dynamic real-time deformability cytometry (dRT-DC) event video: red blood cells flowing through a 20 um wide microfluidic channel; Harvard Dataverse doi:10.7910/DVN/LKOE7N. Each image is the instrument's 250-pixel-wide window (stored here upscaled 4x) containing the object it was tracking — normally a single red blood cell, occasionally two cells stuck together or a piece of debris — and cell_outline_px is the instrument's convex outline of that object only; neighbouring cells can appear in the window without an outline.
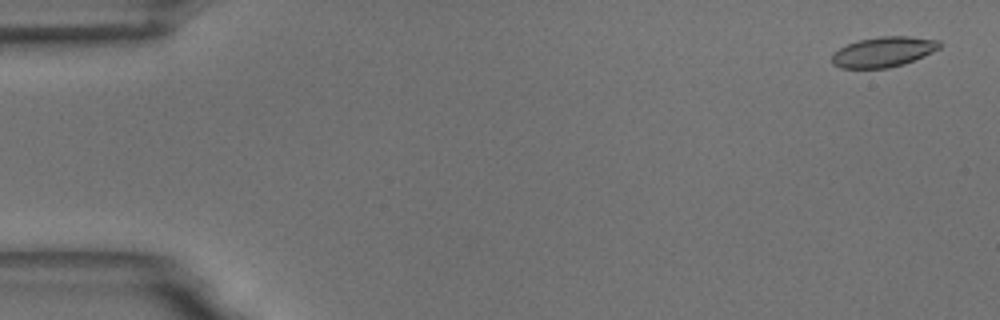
{"species": "common noctule bat (a hibernating species)", "species_latin": "Nyctalus noctula", "temperature_condition": "room temperature", "stored_images_in_passage": 55, "camera_frame_rate_fps": 3000, "um_per_image_px": 0.085, "animal": {"sex": "male", "body_mass_g": 18.8}, "frame": {"image": 1, "passage_image": 2, "time_ms": 0.333, "image_size_px": [1000, 320], "cell_outline_px": [[940, 48], [924, 56], [904, 64], [888, 68], [840, 68], [832, 64], [832, 52], [856, 40], [880, 36], [908, 36], [940, 40]], "centroid_in_image_um": [75.07, 4.41], "position_along_channel_um": 9.9, "area_um2": 19.07}}
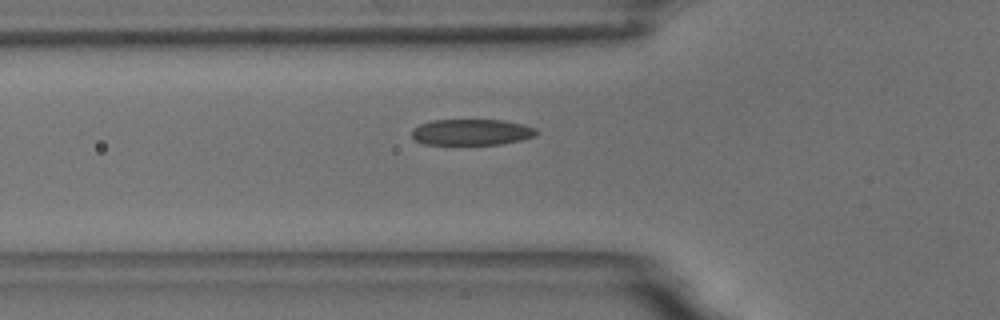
{"frame": {"image": 2, "passage_image": 19, "time_ms": 6.0, "image_size_px": [1000, 320], "cell_outline_px": [[540, 132], [536, 136], [524, 140], [500, 144], [424, 144], [416, 140], [412, 136], [412, 128], [420, 124], [432, 120], [504, 120], [524, 124], [536, 128]], "centroid_in_image_um": [40.14, 11.23], "position_along_channel_um": 85.7, "area_um2": 19.13}}
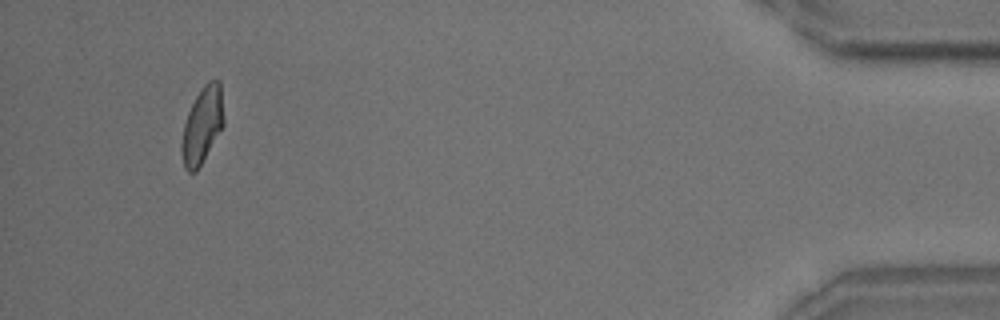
{"frame": {"image": 3, "passage_image": 52, "time_ms": 17.0, "image_size_px": [1000, 320], "cell_outline_px": [[224, 124], [196, 172], [188, 172], [184, 168], [180, 148], [180, 144], [184, 124], [188, 112], [196, 96], [204, 84], [208, 80], [220, 80], [224, 120]], "centroid_in_image_um": [17.17, 10.65], "position_along_channel_um": 418.0, "area_um2": 18.67}, "authors_computed_cell_mechanics": {"area_um2": 19.3052, "velocity_mm_per_s": 3.6599, "shape_relaxation_time_tau1_ms": 5.8398, "shape_relaxation_time_tau2_ms": 1.6782, "deformation_change_tau1": 0.1625, "deformation_change_tau2": 0.0805}}